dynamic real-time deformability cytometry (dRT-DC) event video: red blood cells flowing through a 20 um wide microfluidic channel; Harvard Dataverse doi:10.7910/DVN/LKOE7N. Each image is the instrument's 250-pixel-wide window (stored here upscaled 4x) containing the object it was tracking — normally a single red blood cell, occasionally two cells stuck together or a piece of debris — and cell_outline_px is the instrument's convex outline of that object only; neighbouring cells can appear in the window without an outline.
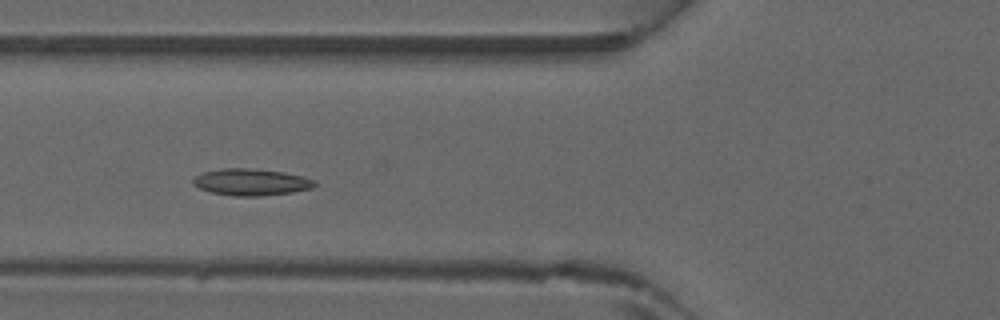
{"species": "common noctule bat (a hibernating species)", "species_latin": "Nyctalus noctula", "temperature_condition": "warm", "stored_images_in_passage": 32, "camera_frame_rate_fps": 3000, "um_per_image_px": 0.085, "animal": {"sex": "male", "forearm_length_mm": 52.5}, "frame": {"image": 1, "passage_image": 4, "time_ms": 1.0, "image_size_px": [1000, 320], "cell_outline_px": [[316, 184], [312, 188], [292, 192], [260, 196], [236, 196], [212, 192], [200, 188], [192, 184], [192, 180], [196, 176], [204, 172], [220, 168], [256, 168], [284, 172], [316, 180]], "centroid_in_image_um": [21.35, 15.47], "position_along_channel_um": 104.5, "area_um2": 18.9}}
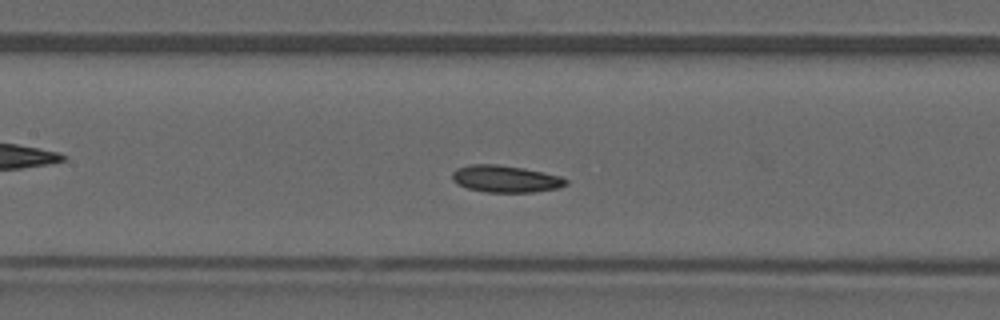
{"frame": {"image": 2, "passage_image": 8, "time_ms": 2.333, "image_size_px": [1000, 320], "cell_outline_px": [[568, 184], [560, 188], [532, 192], [484, 192], [468, 188], [456, 184], [452, 180], [452, 172], [456, 168], [468, 164], [496, 164], [524, 168], [560, 176], [568, 180]], "centroid_in_image_um": [42.95, 15.2], "position_along_channel_um": 164.5, "area_um2": 18.03}}
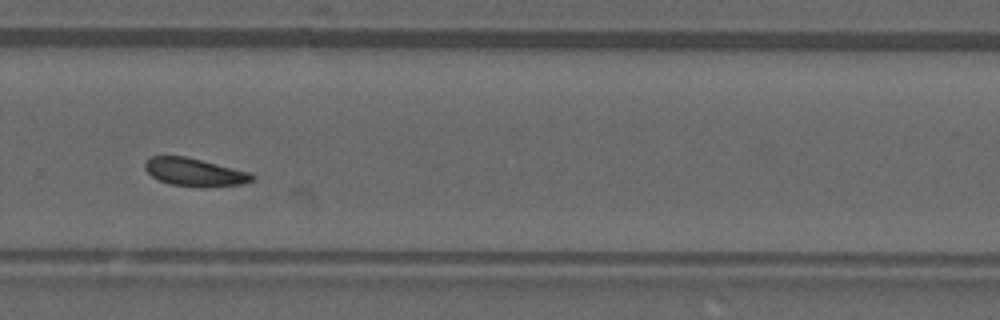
{"frame": {"image": 3, "passage_image": 18, "time_ms": 5.667, "image_size_px": [1000, 320], "cell_outline_px": [[256, 176], [252, 180], [244, 184], [168, 184], [152, 176], [144, 168], [144, 160], [152, 156], [188, 156], [252, 172]], "centroid_in_image_um": [16.52, 14.56], "position_along_channel_um": 313.3, "area_um2": 16.88}}